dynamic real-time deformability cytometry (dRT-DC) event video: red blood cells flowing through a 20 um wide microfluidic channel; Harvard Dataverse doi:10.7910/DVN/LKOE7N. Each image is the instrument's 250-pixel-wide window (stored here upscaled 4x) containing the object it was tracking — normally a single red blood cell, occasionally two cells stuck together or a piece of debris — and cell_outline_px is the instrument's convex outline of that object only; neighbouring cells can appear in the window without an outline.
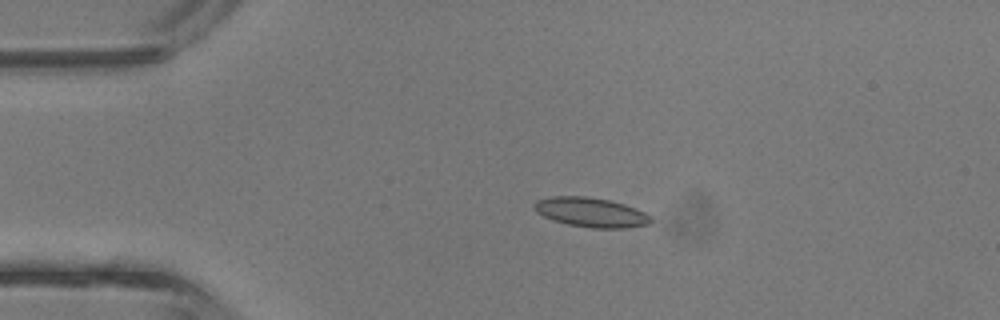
{"species": "common noctule bat (a hibernating species)", "species_latin": "Nyctalus noctula", "temperature_condition": "room temperature", "stored_images_in_passage": 4, "camera_frame_rate_fps": 3000, "um_per_image_px": 0.085, "animal": {"sex": "male", "body_mass_g": 13.3}, "frame": {"image": 1, "passage_image": 3, "time_ms": 0.667, "image_size_px": [1000, 320], "cell_outline_px": [[652, 220], [648, 224], [624, 228], [592, 228], [568, 224], [552, 220], [536, 212], [532, 204], [536, 200], [552, 196], [588, 196], [612, 200], [636, 208], [652, 216]], "centroid_in_image_um": [50.22, 18.03], "position_along_channel_um": 34.8, "area_um2": 20.23}}